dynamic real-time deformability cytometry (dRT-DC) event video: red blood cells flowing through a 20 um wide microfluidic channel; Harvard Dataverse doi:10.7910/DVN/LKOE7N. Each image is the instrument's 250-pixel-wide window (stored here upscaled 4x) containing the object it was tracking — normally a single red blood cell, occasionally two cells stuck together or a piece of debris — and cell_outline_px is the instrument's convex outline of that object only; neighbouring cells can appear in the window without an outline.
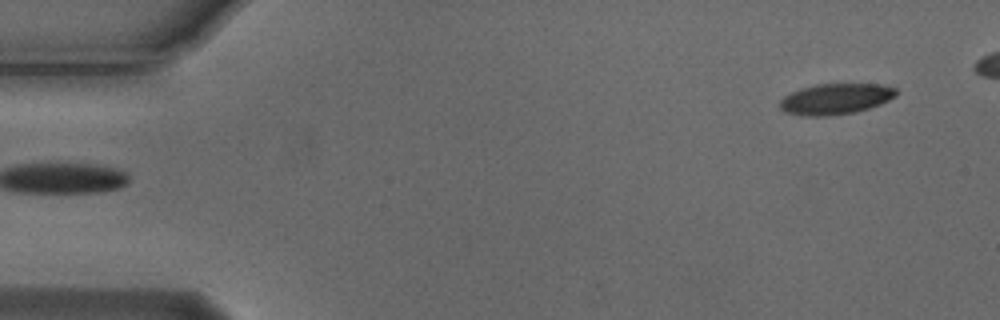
{"species": "Egyptian fruit bat (a non-hibernating species)", "species_latin": "Rousettus aegyptiacus", "temperature_condition": "cold", "stored_images_in_passage": 2, "camera_frame_rate_fps": 3000, "um_per_image_px": 0.085, "animal": {"sex": "male"}, "frame": {"image": 1, "passage_image": 2, "time_ms": 0.333, "image_size_px": [1000, 320], "cell_outline_px": [[896, 96], [880, 104], [856, 112], [828, 116], [800, 116], [784, 112], [780, 108], [780, 100], [784, 96], [800, 88], [816, 84], [884, 84], [896, 88]], "centroid_in_image_um": [71.0, 8.41], "position_along_channel_um": 14.0, "area_um2": 21.04}}